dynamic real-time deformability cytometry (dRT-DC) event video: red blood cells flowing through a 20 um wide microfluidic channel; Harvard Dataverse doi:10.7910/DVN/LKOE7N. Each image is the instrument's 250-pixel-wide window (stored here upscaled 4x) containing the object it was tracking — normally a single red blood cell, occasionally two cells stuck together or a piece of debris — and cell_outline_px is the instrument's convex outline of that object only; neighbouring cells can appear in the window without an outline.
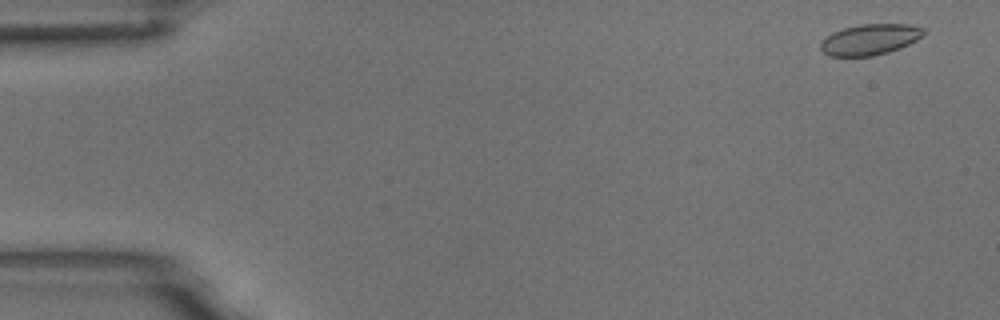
{"species": "common noctule bat (a hibernating species)", "species_latin": "Nyctalus noctula", "temperature_condition": "room temperature", "stored_images_in_passage": 4, "camera_frame_rate_fps": 3000, "um_per_image_px": 0.085, "animal": {"sex": "male", "body_mass_g": 18.8}, "frame": {"image": 1, "passage_image": 1, "time_ms": 0.0, "image_size_px": [1000, 320], "cell_outline_px": [[924, 36], [900, 48], [888, 52], [872, 56], [828, 56], [820, 48], [820, 44], [832, 32], [844, 28], [860, 24], [908, 24], [924, 28]], "centroid_in_image_um": [73.96, 3.35], "position_along_channel_um": 11.0, "area_um2": 18.44}}